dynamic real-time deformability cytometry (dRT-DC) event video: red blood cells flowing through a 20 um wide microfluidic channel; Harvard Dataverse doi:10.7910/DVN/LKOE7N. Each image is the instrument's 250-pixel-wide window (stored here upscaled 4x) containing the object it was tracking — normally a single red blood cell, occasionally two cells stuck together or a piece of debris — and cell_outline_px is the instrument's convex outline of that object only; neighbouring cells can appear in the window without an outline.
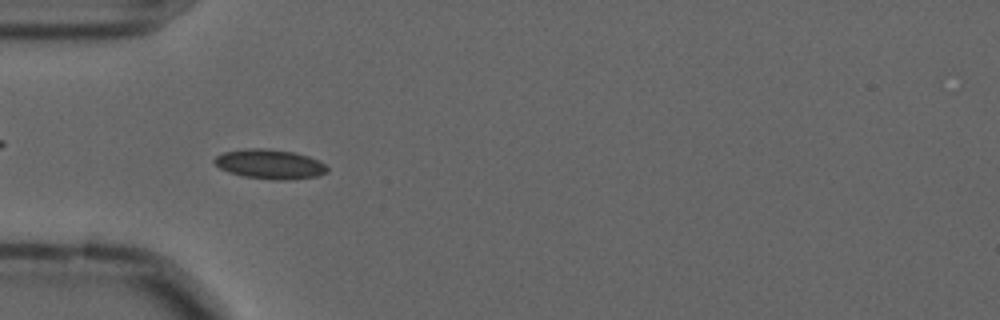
{"species": "common noctule bat (a hibernating species)", "species_latin": "Nyctalus noctula", "temperature_condition": "cold", "stored_images_in_passage": 56, "camera_frame_rate_fps": 3000, "um_per_image_px": 0.085, "animal": {"sex": "male", "forearm_length_mm": 52.5}, "frame": {"image": 1, "passage_image": 17, "time_ms": 5.333, "image_size_px": [1000, 320], "cell_outline_px": [[328, 172], [320, 176], [284, 180], [276, 180], [244, 176], [228, 172], [220, 168], [212, 160], [216, 156], [224, 152], [248, 148], [268, 148], [296, 152], [308, 156], [324, 164], [328, 168]], "centroid_in_image_um": [22.94, 13.95], "position_along_channel_um": 62.1, "area_um2": 19.48}}
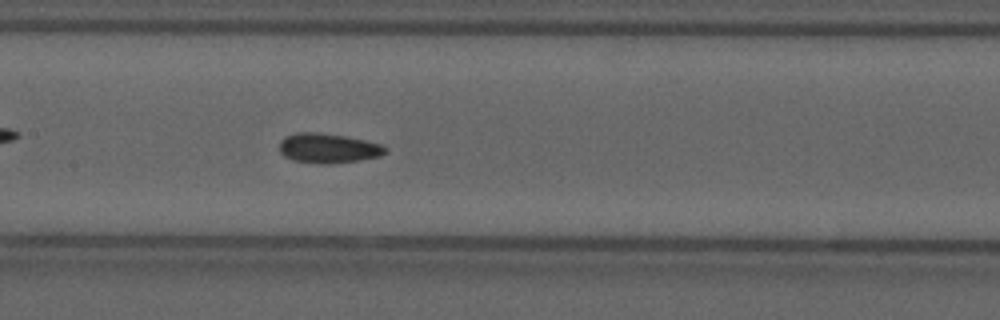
{"frame": {"image": 2, "passage_image": 27, "time_ms": 8.667, "image_size_px": [1000, 320], "cell_outline_px": [[388, 152], [380, 156], [360, 160], [328, 164], [316, 164], [296, 160], [284, 156], [280, 152], [280, 140], [284, 136], [296, 132], [316, 132], [344, 136], [364, 140], [380, 144], [388, 148]], "centroid_in_image_um": [27.89, 12.6], "position_along_channel_um": 179.5, "area_um2": 18.38}}
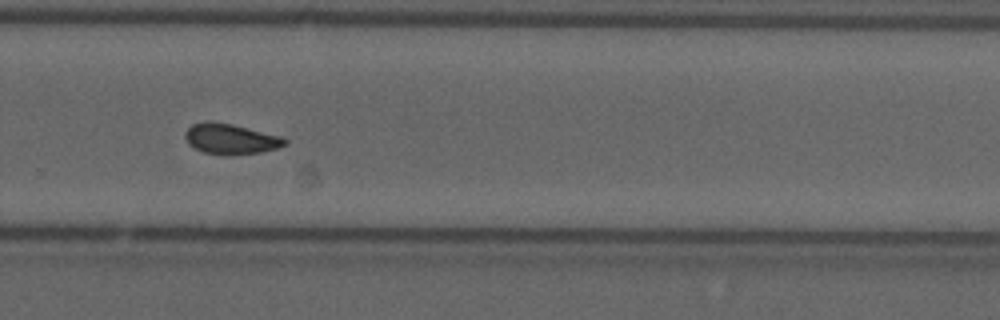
{"frame": {"image": 3, "passage_image": 38, "time_ms": 12.333, "image_size_px": [1000, 320], "cell_outline_px": [[288, 144], [280, 148], [260, 152], [204, 152], [188, 144], [184, 136], [184, 132], [192, 124], [204, 120], [212, 120], [232, 124], [280, 136], [288, 140]], "centroid_in_image_um": [19.59, 11.74], "position_along_channel_um": 310.2, "area_um2": 17.17}, "authors_computed_cell_mechanics": {"area_um2": 17.4845, "velocity_mm_per_s": 3.5823, "shape_relaxation_time_tau1_ms": 5.735, "shape_relaxation_time_tau2_ms": 2.0688, "deformation_change_tau1": 0.1017, "deformation_change_tau2": 0.0815}}